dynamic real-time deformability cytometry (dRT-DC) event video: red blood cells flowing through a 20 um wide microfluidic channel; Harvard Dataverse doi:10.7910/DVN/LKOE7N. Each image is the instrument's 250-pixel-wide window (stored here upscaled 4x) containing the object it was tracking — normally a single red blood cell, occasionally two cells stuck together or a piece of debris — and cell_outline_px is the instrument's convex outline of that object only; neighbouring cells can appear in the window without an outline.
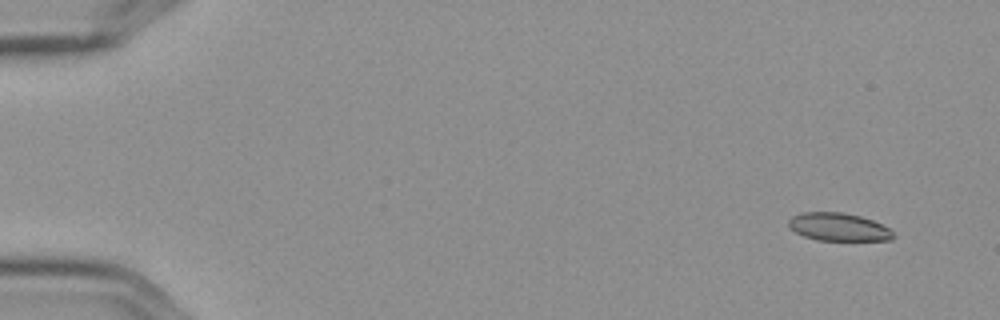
{"species": "Egyptian fruit bat (a non-hibernating species)", "species_latin": "Rousettus aegyptiacus", "temperature_condition": "cold", "stored_images_in_passage": 5, "camera_frame_rate_fps": 3000, "um_per_image_px": 0.085, "frame": {"image": 1, "passage_image": 1, "time_ms": 0.0, "image_size_px": [1000, 320], "cell_outline_px": [[896, 236], [892, 240], [816, 240], [804, 236], [796, 232], [788, 224], [788, 220], [792, 216], [800, 212], [844, 212], [860, 216], [872, 220], [888, 228]], "centroid_in_image_um": [71.27, 19.29], "position_along_channel_um": 13.7, "area_um2": 16.99}}